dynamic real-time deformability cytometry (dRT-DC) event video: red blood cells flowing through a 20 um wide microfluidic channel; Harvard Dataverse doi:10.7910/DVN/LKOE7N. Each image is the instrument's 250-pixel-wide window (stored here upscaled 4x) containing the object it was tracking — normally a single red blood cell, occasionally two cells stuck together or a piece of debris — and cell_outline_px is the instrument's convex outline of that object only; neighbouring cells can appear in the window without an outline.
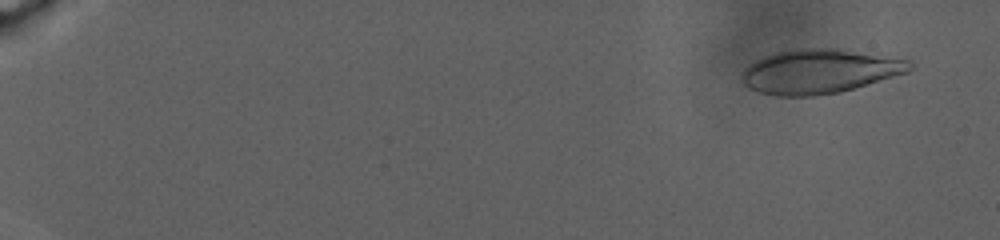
{"species": "human", "species_latin": "Homo sapiens", "temperature_condition": "warm", "stored_images_in_passage": 24, "camera_frame_rate_fps": 3000, "um_per_image_px": 0.085, "donor": {"sex": "male"}, "frame": {"image": 1, "passage_image": 8, "time_ms": 2.0, "image_size_px": [1000, 240], "cell_outline_px": [[912, 68], [908, 72], [840, 92], [812, 96], [776, 96], [760, 92], [748, 88], [744, 84], [740, 72], [744, 68], [756, 60], [776, 52], [796, 48], [840, 48], [908, 60], [912, 64]], "centroid_in_image_um": [69.62, 6.06], "position_along_channel_um": 15.4, "area_um2": 43.23}}